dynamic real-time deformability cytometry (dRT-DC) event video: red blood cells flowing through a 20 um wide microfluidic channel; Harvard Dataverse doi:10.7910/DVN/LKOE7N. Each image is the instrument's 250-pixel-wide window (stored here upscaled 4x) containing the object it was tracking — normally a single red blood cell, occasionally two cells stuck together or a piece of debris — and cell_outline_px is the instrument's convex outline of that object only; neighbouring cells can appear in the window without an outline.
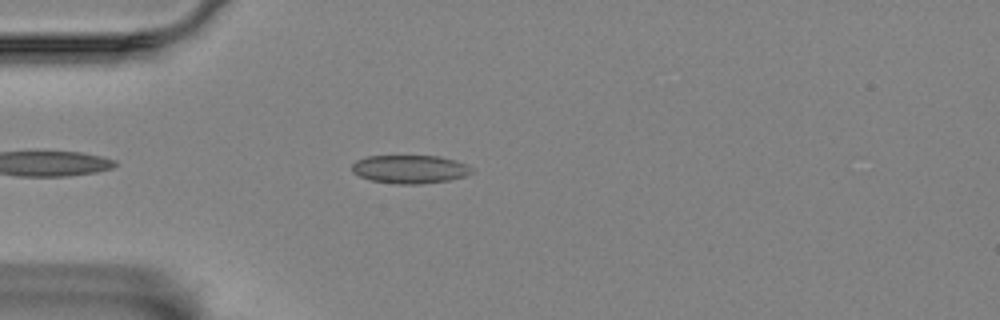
{"species": "Egyptian fruit bat (a non-hibernating species)", "species_latin": "Rousettus aegyptiacus", "temperature_condition": "room temperature", "stored_images_in_passage": 46, "camera_frame_rate_fps": 3000, "um_per_image_px": 0.085, "animal": {"sex": "female"}, "frame": {"image": 1, "passage_image": 4, "time_ms": 1.0, "image_size_px": [1000, 320], "cell_outline_px": [[472, 172], [464, 176], [448, 180], [420, 184], [396, 184], [372, 180], [360, 176], [352, 172], [352, 164], [356, 160], [368, 156], [440, 156], [456, 160], [472, 168]], "centroid_in_image_um": [34.82, 14.38], "position_along_channel_um": 50.2, "area_um2": 19.65}}
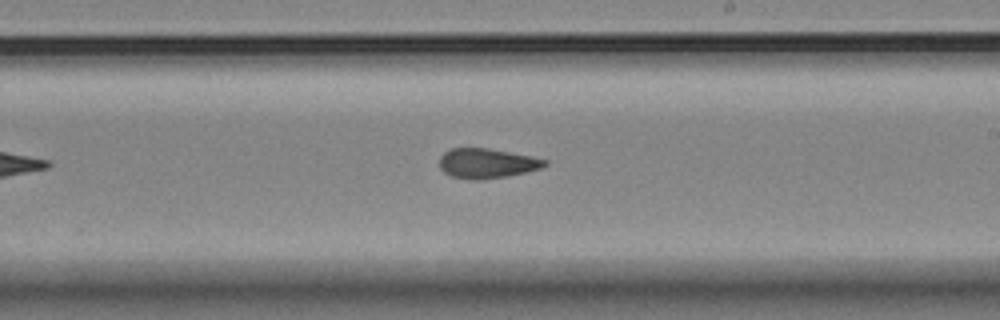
{"frame": {"image": 2, "passage_image": 22, "time_ms": 7.0, "image_size_px": [1000, 320], "cell_outline_px": [[548, 164], [540, 168], [508, 176], [480, 180], [468, 180], [452, 176], [444, 172], [440, 168], [440, 156], [444, 152], [452, 148], [488, 148], [532, 156], [548, 160]], "centroid_in_image_um": [41.38, 13.88], "position_along_channel_um": 247.6, "area_um2": 18.32}}
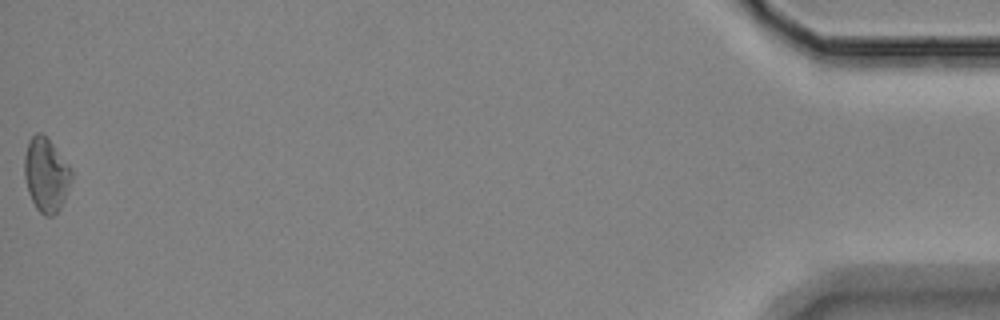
{"frame": {"image": 3, "passage_image": 46, "time_ms": 15.0, "image_size_px": [1000, 320], "cell_outline_px": [[72, 180], [64, 200], [60, 208], [52, 216], [44, 216], [36, 208], [28, 192], [24, 176], [24, 156], [28, 140], [36, 132], [40, 132], [52, 144], [68, 164], [72, 172]], "centroid_in_image_um": [3.9, 14.87], "position_along_channel_um": 431.3, "area_um2": 20.17}, "authors_computed_cell_mechanics": {"area_um2": 18.785, "velocity_mm_per_s": 3.4604, "shape_relaxation_time_tau1_ms": null, "shape_relaxation_time_tau2_ms": 2.272, "deformation_change_tau1": null, "deformation_change_tau2": 0.0865}}